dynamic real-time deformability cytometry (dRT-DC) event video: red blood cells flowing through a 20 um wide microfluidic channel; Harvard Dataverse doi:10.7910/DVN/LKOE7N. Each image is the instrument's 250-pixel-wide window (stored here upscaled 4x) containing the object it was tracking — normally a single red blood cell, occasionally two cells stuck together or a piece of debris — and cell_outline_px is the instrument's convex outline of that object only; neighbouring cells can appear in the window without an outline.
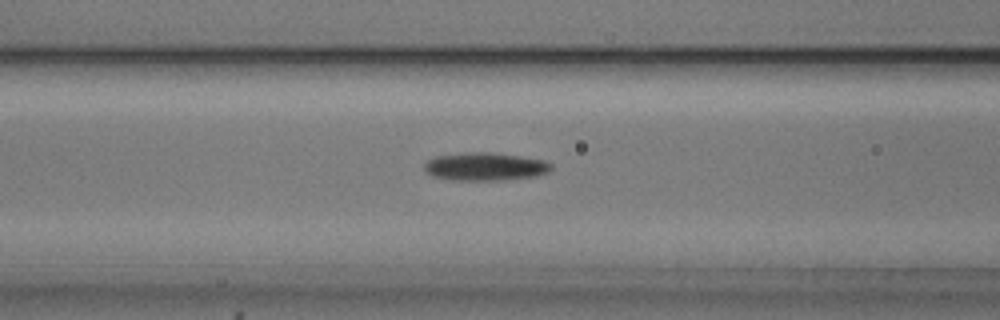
{"species": "common noctule bat (a hibernating species)", "species_latin": "Nyctalus noctula", "temperature_condition": "cold", "stored_images_in_passage": 52, "camera_frame_rate_fps": 3000, "um_per_image_px": 0.085, "animal": {"sex": "male", "body_mass_g": 20.5, "forearm_length_mm": 52.5}, "frame": {"image": 1, "passage_image": 19, "time_ms": 6.0, "image_size_px": [1000, 320], "cell_outline_px": [[552, 168], [548, 172], [536, 176], [504, 180], [452, 180], [432, 176], [424, 172], [424, 164], [428, 160], [436, 156], [468, 152], [488, 152], [520, 156], [544, 160], [552, 164]], "centroid_in_image_um": [41.22, 14.16], "position_along_channel_um": 125.4, "area_um2": 20.81}}
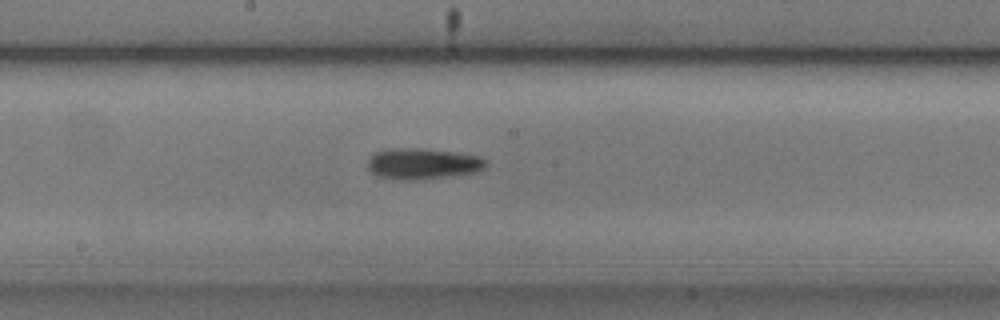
{"frame": {"image": 2, "passage_image": 26, "time_ms": 8.333, "image_size_px": [1000, 320], "cell_outline_px": [[488, 164], [484, 168], [476, 172], [452, 176], [416, 180], [400, 180], [376, 176], [368, 168], [368, 160], [372, 152], [392, 148], [420, 148], [456, 152], [480, 156], [488, 160]], "centroid_in_image_um": [35.94, 13.91], "position_along_channel_um": 212.3, "area_um2": 21.73}}
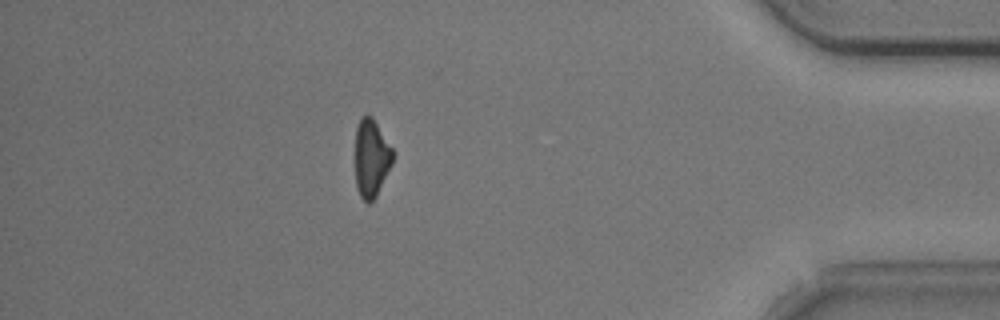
{"frame": {"image": 3, "passage_image": 45, "time_ms": 14.667, "image_size_px": [1000, 320], "cell_outline_px": [[396, 156], [376, 196], [368, 204], [360, 196], [356, 188], [356, 128], [360, 116], [372, 116], [392, 148]], "centroid_in_image_um": [31.58, 13.44], "position_along_channel_um": 403.6, "area_um2": 17.05}, "authors_computed_cell_mechanics": {"area_um2": 18.9873, "velocity_mm_per_s": 3.713, "shape_relaxation_time_tau1_ms": 2.8743, "shape_relaxation_time_tau2_ms": null, "deformation_change_tau1": 0.1028, "deformation_change_tau2": null}}